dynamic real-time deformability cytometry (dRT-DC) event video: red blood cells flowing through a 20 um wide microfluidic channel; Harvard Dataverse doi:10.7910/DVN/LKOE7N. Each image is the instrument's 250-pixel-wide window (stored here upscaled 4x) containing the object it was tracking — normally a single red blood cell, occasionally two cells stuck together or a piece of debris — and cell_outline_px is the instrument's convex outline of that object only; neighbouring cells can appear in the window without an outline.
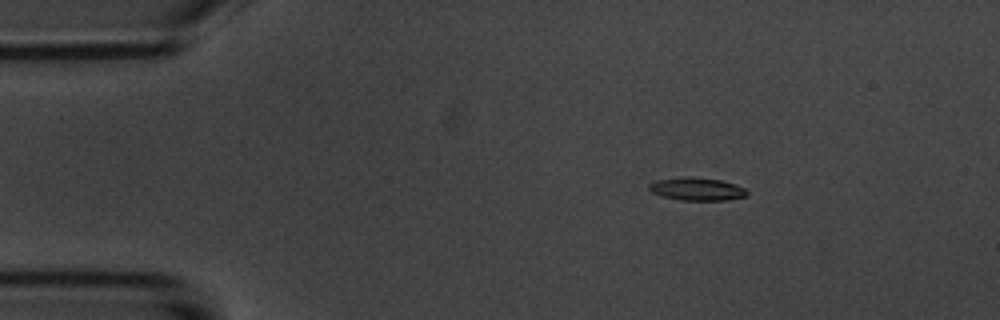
{"species": "common noctule bat (a hibernating species)", "species_latin": "Nyctalus noctula", "temperature_condition": "room temperature", "stored_images_in_passage": 3, "camera_frame_rate_fps": 3000, "um_per_image_px": 0.085, "animal": {"sex": "male", "body_mass_g": 20.1, "forearm_length_mm": 53.5}, "frame": {"image": 1, "passage_image": 1, "time_ms": 0.0, "image_size_px": [1000, 320], "cell_outline_px": [[748, 196], [728, 200], [680, 200], [660, 196], [652, 192], [648, 188], [648, 184], [656, 180], [692, 176], [720, 180], [744, 188], [748, 192]], "centroid_in_image_um": [59.22, 16.07], "position_along_channel_um": 25.8, "area_um2": 13.06}}